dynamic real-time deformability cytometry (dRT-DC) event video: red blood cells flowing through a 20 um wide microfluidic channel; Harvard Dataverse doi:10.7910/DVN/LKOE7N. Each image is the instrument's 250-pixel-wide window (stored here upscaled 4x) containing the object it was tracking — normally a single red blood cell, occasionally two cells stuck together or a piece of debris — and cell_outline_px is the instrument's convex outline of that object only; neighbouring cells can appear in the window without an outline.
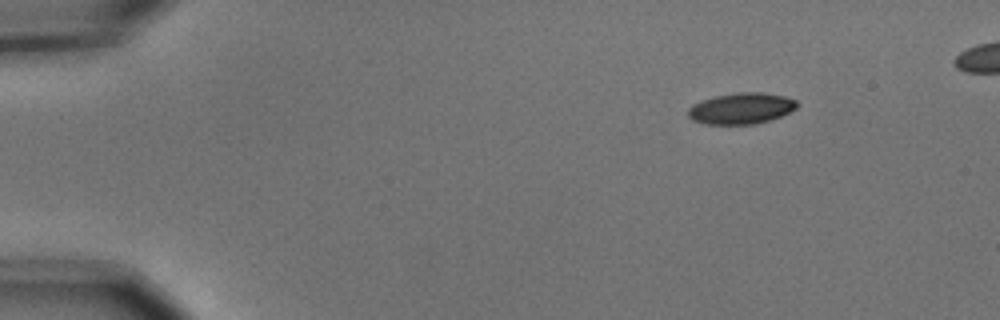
{"species": "common noctule bat (a hibernating species)", "species_latin": "Nyctalus noctula", "temperature_condition": "cold", "stored_images_in_passage": 4, "camera_frame_rate_fps": 3000, "um_per_image_px": 0.085, "animal": {"sex": "male", "body_mass_g": 15.6}, "frame": {"image": 1, "passage_image": 1, "time_ms": 0.0, "image_size_px": [1000, 320], "cell_outline_px": [[796, 108], [780, 116], [756, 124], [704, 124], [692, 120], [688, 116], [688, 108], [692, 104], [700, 100], [716, 96], [740, 92], [760, 92], [784, 96], [796, 100]], "centroid_in_image_um": [62.95, 9.22], "position_along_channel_um": 22.0, "area_um2": 19.65}}